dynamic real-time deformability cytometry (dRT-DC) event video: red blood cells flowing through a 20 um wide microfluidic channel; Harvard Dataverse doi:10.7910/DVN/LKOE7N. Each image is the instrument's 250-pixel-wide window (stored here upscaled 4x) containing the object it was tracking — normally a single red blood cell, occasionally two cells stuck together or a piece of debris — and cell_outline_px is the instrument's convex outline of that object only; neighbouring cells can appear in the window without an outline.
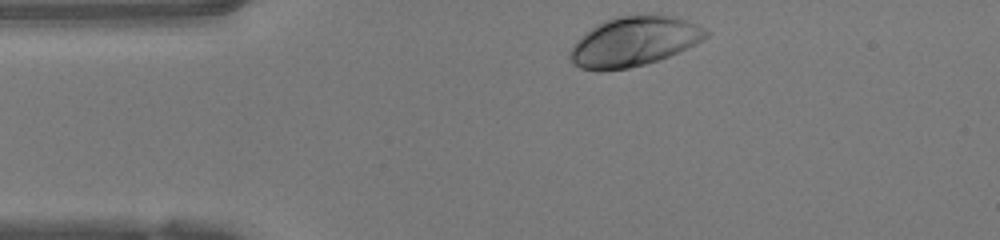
{"species": "human", "species_latin": "Homo sapiens", "temperature_condition": "warm", "stored_images_in_passage": 32, "camera_frame_rate_fps": 3000, "um_per_image_px": 0.085, "donor": {"sex": "female"}, "frame": {"image": 1, "passage_image": 1, "time_ms": 0.0, "image_size_px": [1000, 240], "cell_outline_px": [[708, 36], [696, 44], [688, 48], [668, 56], [644, 64], [628, 68], [580, 68], [568, 56], [576, 40], [580, 36], [596, 24], [604, 20], [616, 16], [656, 12], [688, 20], [704, 28], [708, 32]], "centroid_in_image_um": [53.94, 3.45], "position_along_channel_um": 31.1, "area_um2": 39.07}}
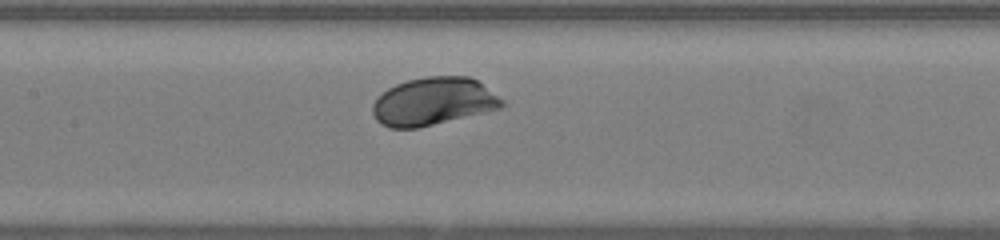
{"frame": {"image": 2, "passage_image": 14, "time_ms": 4.333, "image_size_px": [1000, 240], "cell_outline_px": [[504, 104], [500, 108], [416, 128], [388, 128], [380, 124], [376, 120], [372, 112], [372, 104], [376, 96], [388, 88], [396, 84], [408, 80], [428, 76], [468, 76], [476, 80], [504, 100]], "centroid_in_image_um": [36.77, 8.62], "position_along_channel_um": 170.6, "area_um2": 35.84}}
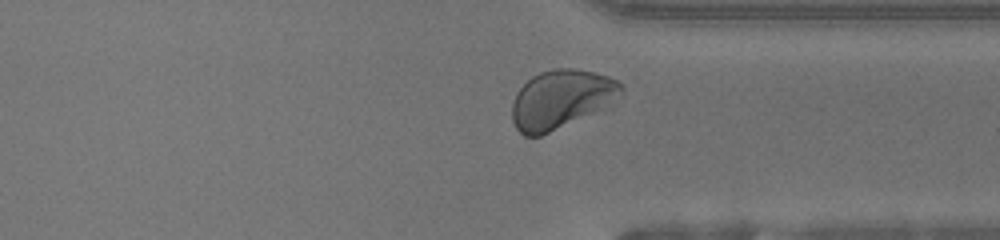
{"frame": {"image": 3, "passage_image": 28, "time_ms": 9.0, "image_size_px": [1000, 240], "cell_outline_px": [[624, 88], [612, 108], [540, 136], [524, 136], [516, 128], [512, 120], [512, 104], [516, 92], [532, 76], [540, 72], [556, 68], [572, 68], [592, 72], [608, 76], [616, 80]], "centroid_in_image_um": [47.75, 8.47], "position_along_channel_um": 363.6, "area_um2": 38.09}, "authors_computed_cell_mechanics": {"area_um2": 35.7204, "velocity_mm_per_s": 4.148, "shape_relaxation_time_tau1_ms": 1.105, "shape_relaxation_time_tau2_ms": null, "deformation_change_tau1": 0.1139, "deformation_change_tau2": null}}